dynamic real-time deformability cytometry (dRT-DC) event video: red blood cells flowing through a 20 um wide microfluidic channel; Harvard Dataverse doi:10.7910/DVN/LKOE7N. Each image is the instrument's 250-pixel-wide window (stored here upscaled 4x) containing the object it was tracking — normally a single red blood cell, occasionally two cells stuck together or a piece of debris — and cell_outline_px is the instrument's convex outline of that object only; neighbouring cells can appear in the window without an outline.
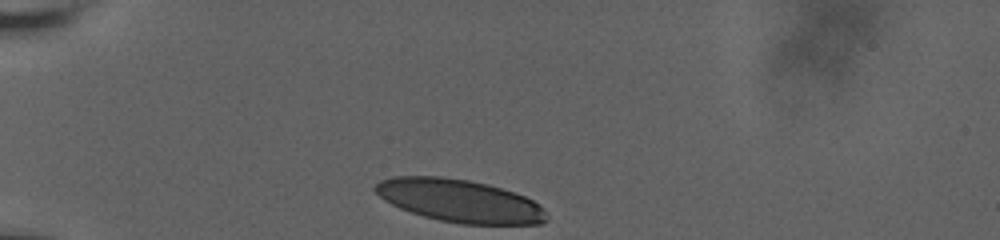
{"species": "human", "species_latin": "Homo sapiens", "temperature_condition": "room temperature", "stored_images_in_passage": 65, "camera_frame_rate_fps": 3000, "um_per_image_px": 0.085, "donor": {"sex": "male"}, "frame": {"image": 1, "passage_image": 1, "time_ms": 0.0, "image_size_px": [1000, 240], "cell_outline_px": [[548, 220], [540, 224], [460, 224], [440, 220], [424, 216], [400, 208], [384, 200], [372, 188], [380, 180], [392, 176], [440, 176], [468, 180], [488, 184], [524, 196], [532, 200], [544, 208], [548, 216]], "centroid_in_image_um": [39.07, 17.06], "position_along_channel_um": 45.9, "area_um2": 42.66}}
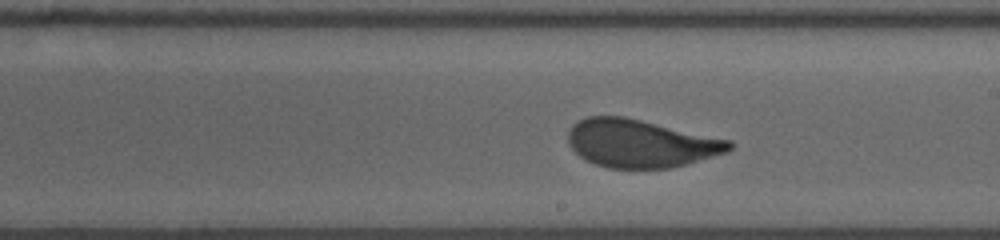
{"frame": {"image": 2, "passage_image": 43, "time_ms": 6.333, "image_size_px": [1000, 240], "cell_outline_px": [[736, 144], [728, 152], [684, 164], [668, 168], [608, 168], [584, 160], [568, 144], [568, 128], [576, 120], [588, 116], [624, 116], [732, 140]], "centroid_in_image_um": [54.44, 12.17], "position_along_channel_um": 234.6, "area_um2": 45.26}}
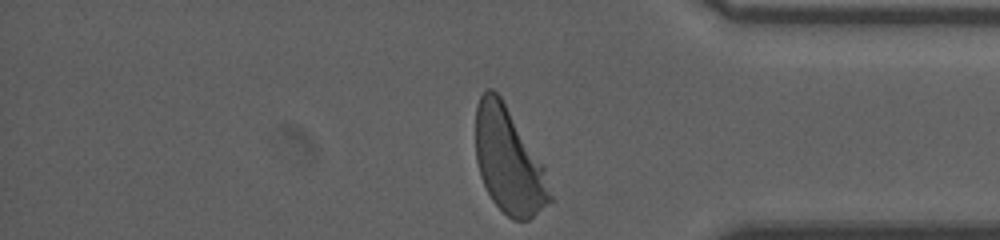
{"frame": {"image": 3, "passage_image": 64, "time_ms": 11.0, "image_size_px": [1000, 240], "cell_outline_px": [[552, 200], [528, 220], [512, 220], [492, 200], [480, 176], [476, 160], [476, 104], [480, 96], [488, 88], [492, 88], [500, 96], [544, 164], [552, 196]], "centroid_in_image_um": [43.24, 13.67], "position_along_channel_um": 392.0, "area_um2": 45.55}, "authors_computed_cell_mechanics": {"area_um2": 45.6042, "velocity_mm_per_s": 3.6374, "shape_relaxation_time_tau1_ms": 3.4212, "shape_relaxation_time_tau2_ms": null, "deformation_change_tau1": 0.1527, "deformation_change_tau2": null}}